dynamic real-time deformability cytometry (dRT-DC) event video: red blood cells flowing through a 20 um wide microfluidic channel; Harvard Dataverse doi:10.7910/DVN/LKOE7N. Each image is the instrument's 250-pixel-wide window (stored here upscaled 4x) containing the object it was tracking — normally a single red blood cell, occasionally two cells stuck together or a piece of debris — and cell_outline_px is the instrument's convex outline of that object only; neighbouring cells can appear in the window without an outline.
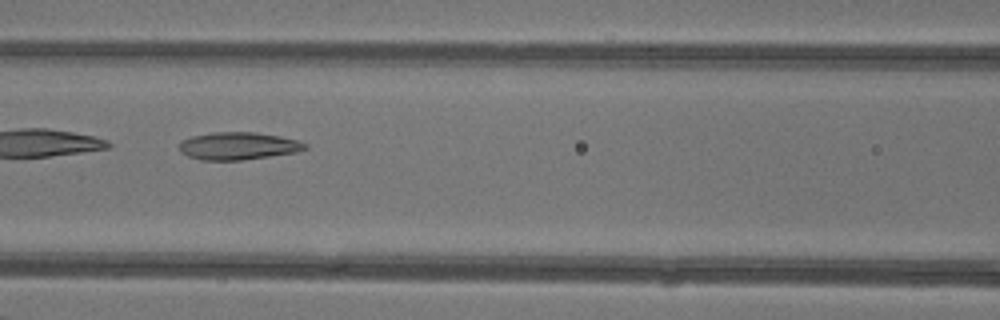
{"species": "common noctule bat (a hibernating species)", "species_latin": "Nyctalus noctula", "temperature_condition": "warm", "stored_images_in_passage": 32, "camera_frame_rate_fps": 3000, "um_per_image_px": 0.085, "animal": {"sex": "female"}, "frame": {"image": 1, "passage_image": 14, "time_ms": 4.333, "image_size_px": [1000, 320], "cell_outline_px": [[308, 148], [296, 152], [240, 160], [200, 160], [188, 156], [180, 152], [180, 140], [192, 136], [212, 132], [256, 132], [280, 136], [296, 140], [308, 144]], "centroid_in_image_um": [20.22, 12.4], "position_along_channel_um": 146.4, "area_um2": 20.17}}
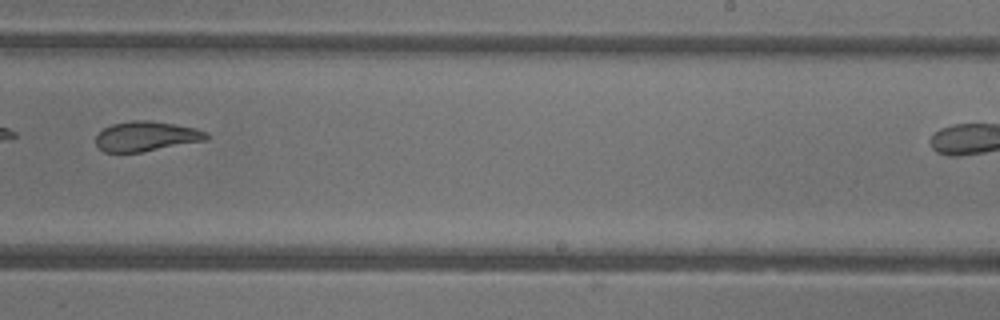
{"frame": {"image": 2, "passage_image": 23, "time_ms": 7.333, "image_size_px": [1000, 320], "cell_outline_px": [[208, 140], [140, 152], [104, 152], [96, 144], [96, 136], [104, 128], [112, 124], [132, 120], [152, 120], [196, 128], [208, 132]], "centroid_in_image_um": [12.45, 11.58], "position_along_channel_um": 276.5, "area_um2": 19.25}}